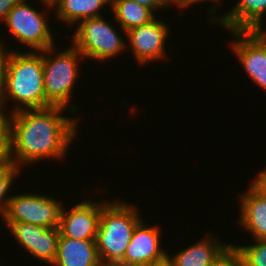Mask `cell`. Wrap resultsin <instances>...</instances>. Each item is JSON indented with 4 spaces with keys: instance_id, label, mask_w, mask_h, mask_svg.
I'll list each match as a JSON object with an SVG mask.
<instances>
[{
    "instance_id": "obj_16",
    "label": "cell",
    "mask_w": 266,
    "mask_h": 266,
    "mask_svg": "<svg viewBox=\"0 0 266 266\" xmlns=\"http://www.w3.org/2000/svg\"><path fill=\"white\" fill-rule=\"evenodd\" d=\"M95 240H78L60 233L57 255L51 266H99Z\"/></svg>"
},
{
    "instance_id": "obj_1",
    "label": "cell",
    "mask_w": 266,
    "mask_h": 266,
    "mask_svg": "<svg viewBox=\"0 0 266 266\" xmlns=\"http://www.w3.org/2000/svg\"><path fill=\"white\" fill-rule=\"evenodd\" d=\"M61 106L27 109L10 114L9 151L6 160L20 169L41 159L65 158L78 134V118L61 115Z\"/></svg>"
},
{
    "instance_id": "obj_30",
    "label": "cell",
    "mask_w": 266,
    "mask_h": 266,
    "mask_svg": "<svg viewBox=\"0 0 266 266\" xmlns=\"http://www.w3.org/2000/svg\"><path fill=\"white\" fill-rule=\"evenodd\" d=\"M255 31L266 41V30L262 26H259Z\"/></svg>"
},
{
    "instance_id": "obj_6",
    "label": "cell",
    "mask_w": 266,
    "mask_h": 266,
    "mask_svg": "<svg viewBox=\"0 0 266 266\" xmlns=\"http://www.w3.org/2000/svg\"><path fill=\"white\" fill-rule=\"evenodd\" d=\"M26 1L22 0L10 10L4 22L6 27L16 41L30 47L29 51H43L54 46L55 41L48 19L46 20L47 15L44 11L32 8Z\"/></svg>"
},
{
    "instance_id": "obj_25",
    "label": "cell",
    "mask_w": 266,
    "mask_h": 266,
    "mask_svg": "<svg viewBox=\"0 0 266 266\" xmlns=\"http://www.w3.org/2000/svg\"><path fill=\"white\" fill-rule=\"evenodd\" d=\"M22 0H0V21L5 22L10 10Z\"/></svg>"
},
{
    "instance_id": "obj_26",
    "label": "cell",
    "mask_w": 266,
    "mask_h": 266,
    "mask_svg": "<svg viewBox=\"0 0 266 266\" xmlns=\"http://www.w3.org/2000/svg\"><path fill=\"white\" fill-rule=\"evenodd\" d=\"M255 178L251 184L264 196H266V167L258 174V177L256 176Z\"/></svg>"
},
{
    "instance_id": "obj_19",
    "label": "cell",
    "mask_w": 266,
    "mask_h": 266,
    "mask_svg": "<svg viewBox=\"0 0 266 266\" xmlns=\"http://www.w3.org/2000/svg\"><path fill=\"white\" fill-rule=\"evenodd\" d=\"M21 169L6 159L0 160V217L5 218L11 196H8L14 179Z\"/></svg>"
},
{
    "instance_id": "obj_9",
    "label": "cell",
    "mask_w": 266,
    "mask_h": 266,
    "mask_svg": "<svg viewBox=\"0 0 266 266\" xmlns=\"http://www.w3.org/2000/svg\"><path fill=\"white\" fill-rule=\"evenodd\" d=\"M231 48L248 77L266 90V41L256 31H231Z\"/></svg>"
},
{
    "instance_id": "obj_12",
    "label": "cell",
    "mask_w": 266,
    "mask_h": 266,
    "mask_svg": "<svg viewBox=\"0 0 266 266\" xmlns=\"http://www.w3.org/2000/svg\"><path fill=\"white\" fill-rule=\"evenodd\" d=\"M143 220L136 226L123 259L119 262L128 266H146L162 259L166 250L161 249L160 229L158 226H147Z\"/></svg>"
},
{
    "instance_id": "obj_5",
    "label": "cell",
    "mask_w": 266,
    "mask_h": 266,
    "mask_svg": "<svg viewBox=\"0 0 266 266\" xmlns=\"http://www.w3.org/2000/svg\"><path fill=\"white\" fill-rule=\"evenodd\" d=\"M103 18L99 16L80 21L72 35L71 42L85 59L106 61L128 48L127 41Z\"/></svg>"
},
{
    "instance_id": "obj_14",
    "label": "cell",
    "mask_w": 266,
    "mask_h": 266,
    "mask_svg": "<svg viewBox=\"0 0 266 266\" xmlns=\"http://www.w3.org/2000/svg\"><path fill=\"white\" fill-rule=\"evenodd\" d=\"M246 193L241 194L240 226L247 230L254 240H266V196L251 183Z\"/></svg>"
},
{
    "instance_id": "obj_31",
    "label": "cell",
    "mask_w": 266,
    "mask_h": 266,
    "mask_svg": "<svg viewBox=\"0 0 266 266\" xmlns=\"http://www.w3.org/2000/svg\"><path fill=\"white\" fill-rule=\"evenodd\" d=\"M40 2H42L43 4H45L44 5V8H45V6H47V9L48 8L53 9L51 0H40Z\"/></svg>"
},
{
    "instance_id": "obj_13",
    "label": "cell",
    "mask_w": 266,
    "mask_h": 266,
    "mask_svg": "<svg viewBox=\"0 0 266 266\" xmlns=\"http://www.w3.org/2000/svg\"><path fill=\"white\" fill-rule=\"evenodd\" d=\"M208 13L212 14L210 22L220 24L222 28L231 31H255L263 26L266 13V0H238L236 5L222 16H213L217 12L215 3ZM215 17V18H214Z\"/></svg>"
},
{
    "instance_id": "obj_28",
    "label": "cell",
    "mask_w": 266,
    "mask_h": 266,
    "mask_svg": "<svg viewBox=\"0 0 266 266\" xmlns=\"http://www.w3.org/2000/svg\"><path fill=\"white\" fill-rule=\"evenodd\" d=\"M146 266H174V263L170 256L166 254L162 259L153 261L150 264H147Z\"/></svg>"
},
{
    "instance_id": "obj_4",
    "label": "cell",
    "mask_w": 266,
    "mask_h": 266,
    "mask_svg": "<svg viewBox=\"0 0 266 266\" xmlns=\"http://www.w3.org/2000/svg\"><path fill=\"white\" fill-rule=\"evenodd\" d=\"M55 45L43 50L44 90L46 107L61 106L70 113L78 112L76 105H71L72 92L78 75L81 61L85 59L80 51L71 44L68 49L55 53ZM45 53V54H44ZM79 73V74H78Z\"/></svg>"
},
{
    "instance_id": "obj_10",
    "label": "cell",
    "mask_w": 266,
    "mask_h": 266,
    "mask_svg": "<svg viewBox=\"0 0 266 266\" xmlns=\"http://www.w3.org/2000/svg\"><path fill=\"white\" fill-rule=\"evenodd\" d=\"M168 34V25L156 18L126 32L128 46L131 47L133 56L140 66L167 57L165 45Z\"/></svg>"
},
{
    "instance_id": "obj_20",
    "label": "cell",
    "mask_w": 266,
    "mask_h": 266,
    "mask_svg": "<svg viewBox=\"0 0 266 266\" xmlns=\"http://www.w3.org/2000/svg\"><path fill=\"white\" fill-rule=\"evenodd\" d=\"M253 245H233L232 249L242 259L244 266H266V240H254Z\"/></svg>"
},
{
    "instance_id": "obj_22",
    "label": "cell",
    "mask_w": 266,
    "mask_h": 266,
    "mask_svg": "<svg viewBox=\"0 0 266 266\" xmlns=\"http://www.w3.org/2000/svg\"><path fill=\"white\" fill-rule=\"evenodd\" d=\"M3 42L4 41L2 42L0 41V99L5 89L7 59H8L9 53L11 52V50L5 47Z\"/></svg>"
},
{
    "instance_id": "obj_2",
    "label": "cell",
    "mask_w": 266,
    "mask_h": 266,
    "mask_svg": "<svg viewBox=\"0 0 266 266\" xmlns=\"http://www.w3.org/2000/svg\"><path fill=\"white\" fill-rule=\"evenodd\" d=\"M22 52L11 49L7 59L5 89L0 101L5 107L8 99L15 103L9 114L46 108L43 51Z\"/></svg>"
},
{
    "instance_id": "obj_18",
    "label": "cell",
    "mask_w": 266,
    "mask_h": 266,
    "mask_svg": "<svg viewBox=\"0 0 266 266\" xmlns=\"http://www.w3.org/2000/svg\"><path fill=\"white\" fill-rule=\"evenodd\" d=\"M110 8L114 13L118 26L121 27L124 34L128 30L145 25L157 18L150 8L142 6L132 0H111Z\"/></svg>"
},
{
    "instance_id": "obj_17",
    "label": "cell",
    "mask_w": 266,
    "mask_h": 266,
    "mask_svg": "<svg viewBox=\"0 0 266 266\" xmlns=\"http://www.w3.org/2000/svg\"><path fill=\"white\" fill-rule=\"evenodd\" d=\"M58 21L75 25L78 22L101 16L100 10L111 0H51Z\"/></svg>"
},
{
    "instance_id": "obj_8",
    "label": "cell",
    "mask_w": 266,
    "mask_h": 266,
    "mask_svg": "<svg viewBox=\"0 0 266 266\" xmlns=\"http://www.w3.org/2000/svg\"><path fill=\"white\" fill-rule=\"evenodd\" d=\"M5 224L19 246L34 258L52 265L57 255L59 228H44L25 222Z\"/></svg>"
},
{
    "instance_id": "obj_3",
    "label": "cell",
    "mask_w": 266,
    "mask_h": 266,
    "mask_svg": "<svg viewBox=\"0 0 266 266\" xmlns=\"http://www.w3.org/2000/svg\"><path fill=\"white\" fill-rule=\"evenodd\" d=\"M130 203L103 200L96 235L100 262H120L136 226L143 220Z\"/></svg>"
},
{
    "instance_id": "obj_15",
    "label": "cell",
    "mask_w": 266,
    "mask_h": 266,
    "mask_svg": "<svg viewBox=\"0 0 266 266\" xmlns=\"http://www.w3.org/2000/svg\"><path fill=\"white\" fill-rule=\"evenodd\" d=\"M231 248V244L222 243L209 233L170 258L174 266H214Z\"/></svg>"
},
{
    "instance_id": "obj_27",
    "label": "cell",
    "mask_w": 266,
    "mask_h": 266,
    "mask_svg": "<svg viewBox=\"0 0 266 266\" xmlns=\"http://www.w3.org/2000/svg\"><path fill=\"white\" fill-rule=\"evenodd\" d=\"M203 2V1H208V0H172L173 5H177V7L181 8V9H187V7H190V5L192 6L193 4L195 5L196 3L198 4V2ZM211 2H219V0H210Z\"/></svg>"
},
{
    "instance_id": "obj_29",
    "label": "cell",
    "mask_w": 266,
    "mask_h": 266,
    "mask_svg": "<svg viewBox=\"0 0 266 266\" xmlns=\"http://www.w3.org/2000/svg\"><path fill=\"white\" fill-rule=\"evenodd\" d=\"M99 266H128V265H123L119 262H101Z\"/></svg>"
},
{
    "instance_id": "obj_23",
    "label": "cell",
    "mask_w": 266,
    "mask_h": 266,
    "mask_svg": "<svg viewBox=\"0 0 266 266\" xmlns=\"http://www.w3.org/2000/svg\"><path fill=\"white\" fill-rule=\"evenodd\" d=\"M214 266H244V263L231 248Z\"/></svg>"
},
{
    "instance_id": "obj_7",
    "label": "cell",
    "mask_w": 266,
    "mask_h": 266,
    "mask_svg": "<svg viewBox=\"0 0 266 266\" xmlns=\"http://www.w3.org/2000/svg\"><path fill=\"white\" fill-rule=\"evenodd\" d=\"M62 202L38 194L11 195L3 222H25L44 228H59Z\"/></svg>"
},
{
    "instance_id": "obj_24",
    "label": "cell",
    "mask_w": 266,
    "mask_h": 266,
    "mask_svg": "<svg viewBox=\"0 0 266 266\" xmlns=\"http://www.w3.org/2000/svg\"><path fill=\"white\" fill-rule=\"evenodd\" d=\"M138 4L150 8L153 12L155 9H167L172 3V0H132ZM162 7V8H161Z\"/></svg>"
},
{
    "instance_id": "obj_21",
    "label": "cell",
    "mask_w": 266,
    "mask_h": 266,
    "mask_svg": "<svg viewBox=\"0 0 266 266\" xmlns=\"http://www.w3.org/2000/svg\"><path fill=\"white\" fill-rule=\"evenodd\" d=\"M5 106L0 101V160L7 157L9 151L10 117L7 115Z\"/></svg>"
},
{
    "instance_id": "obj_11",
    "label": "cell",
    "mask_w": 266,
    "mask_h": 266,
    "mask_svg": "<svg viewBox=\"0 0 266 266\" xmlns=\"http://www.w3.org/2000/svg\"><path fill=\"white\" fill-rule=\"evenodd\" d=\"M103 201L82 200L65 210L63 206L59 230L67 238L78 240H96Z\"/></svg>"
}]
</instances>
